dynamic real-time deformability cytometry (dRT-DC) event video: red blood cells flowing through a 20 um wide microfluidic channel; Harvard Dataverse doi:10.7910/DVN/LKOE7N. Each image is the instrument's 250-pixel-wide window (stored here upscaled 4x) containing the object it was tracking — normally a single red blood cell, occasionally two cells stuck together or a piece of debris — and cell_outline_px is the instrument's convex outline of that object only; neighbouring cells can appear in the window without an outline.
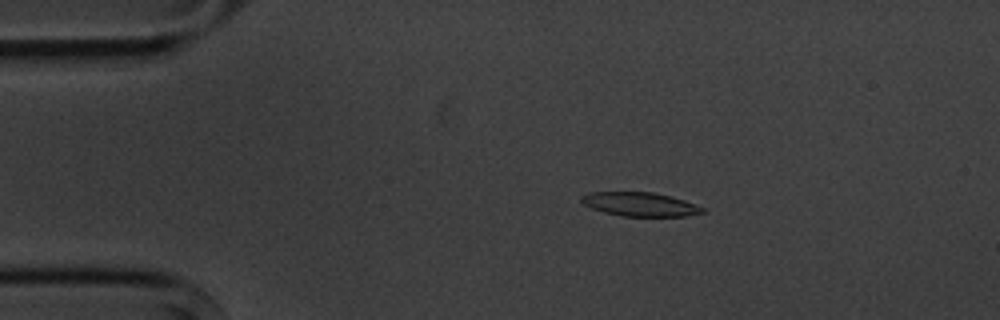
{"species": "common noctule bat (a hibernating species)", "species_latin": "Nyctalus noctula", "temperature_condition": "cold", "stored_images_in_passage": 9, "camera_frame_rate_fps": 3000, "um_per_image_px": 0.085, "animal": {"sex": "male", "body_mass_g": 20.1, "forearm_length_mm": 53.5}, "frame": {"image": 1, "passage_image": 1, "time_ms": 0.0, "image_size_px": [1000, 320], "cell_outline_px": [[704, 212], [688, 216], [620, 216], [604, 212], [592, 208], [584, 204], [580, 200], [580, 196], [588, 192], [652, 192], [672, 196], [684, 200], [704, 208]], "centroid_in_image_um": [54.38, 17.36], "position_along_channel_um": 30.6, "area_um2": 16.88}}
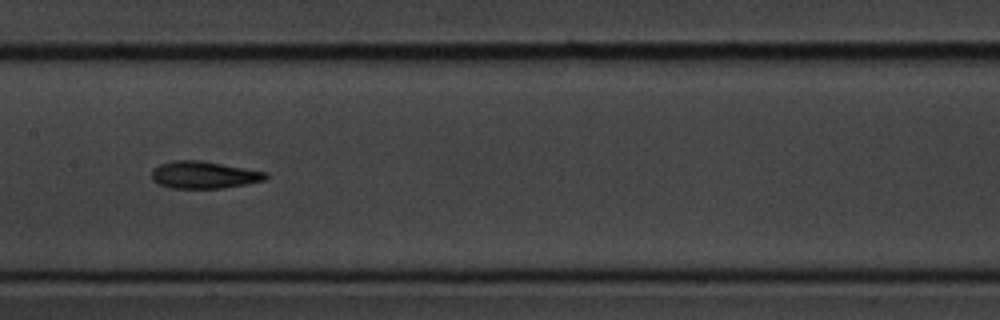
{"frame": {"image": 2, "passage_image": 6, "time_ms": 5.667, "image_size_px": [1000, 320], "cell_outline_px": [[268, 176], [264, 180], [248, 184], [224, 188], [168, 188], [152, 180], [152, 168], [160, 164], [172, 160], [200, 160], [268, 172]], "centroid_in_image_um": [17.33, 14.86], "position_along_channel_um": 190.1, "area_um2": 18.21}}
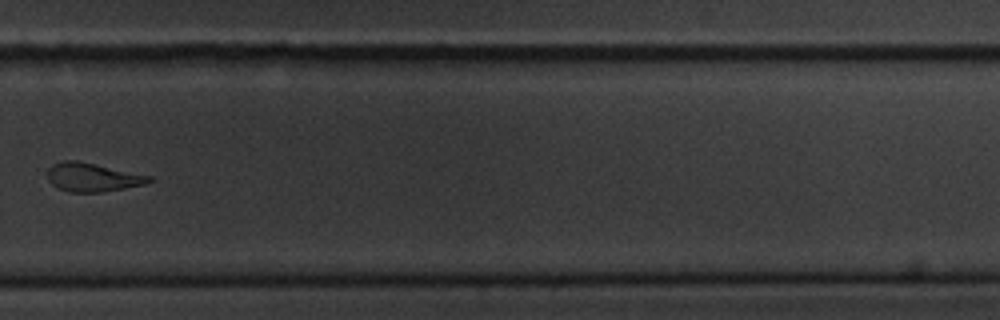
{"frame": {"image": 3, "passage_image": 9, "time_ms": 9.333, "image_size_px": [1000, 320], "cell_outline_px": [[152, 180], [144, 184], [104, 192], [68, 192], [52, 184], [48, 180], [48, 168], [52, 164], [64, 160], [80, 160], [152, 176]], "centroid_in_image_um": [7.86, 15.05], "position_along_channel_um": 321.9, "area_um2": 17.05}}